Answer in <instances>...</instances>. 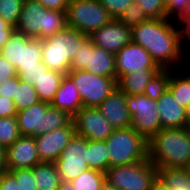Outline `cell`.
<instances>
[{"label": "cell", "mask_w": 190, "mask_h": 190, "mask_svg": "<svg viewBox=\"0 0 190 190\" xmlns=\"http://www.w3.org/2000/svg\"><path fill=\"white\" fill-rule=\"evenodd\" d=\"M179 27L166 18H149L131 29L132 42L142 46L160 68H185L190 52H186Z\"/></svg>", "instance_id": "1"}, {"label": "cell", "mask_w": 190, "mask_h": 190, "mask_svg": "<svg viewBox=\"0 0 190 190\" xmlns=\"http://www.w3.org/2000/svg\"><path fill=\"white\" fill-rule=\"evenodd\" d=\"M148 159L156 168H186L190 128H163L148 141Z\"/></svg>", "instance_id": "2"}, {"label": "cell", "mask_w": 190, "mask_h": 190, "mask_svg": "<svg viewBox=\"0 0 190 190\" xmlns=\"http://www.w3.org/2000/svg\"><path fill=\"white\" fill-rule=\"evenodd\" d=\"M67 26L66 10L46 9L38 0H24L15 31L40 40L53 36Z\"/></svg>", "instance_id": "3"}, {"label": "cell", "mask_w": 190, "mask_h": 190, "mask_svg": "<svg viewBox=\"0 0 190 190\" xmlns=\"http://www.w3.org/2000/svg\"><path fill=\"white\" fill-rule=\"evenodd\" d=\"M87 37L82 32L66 26L53 36L42 40V62L48 69L67 75L75 53Z\"/></svg>", "instance_id": "4"}, {"label": "cell", "mask_w": 190, "mask_h": 190, "mask_svg": "<svg viewBox=\"0 0 190 190\" xmlns=\"http://www.w3.org/2000/svg\"><path fill=\"white\" fill-rule=\"evenodd\" d=\"M72 118L73 116L68 112L42 101L32 104L16 114L21 136L33 137L68 126L72 122Z\"/></svg>", "instance_id": "5"}, {"label": "cell", "mask_w": 190, "mask_h": 190, "mask_svg": "<svg viewBox=\"0 0 190 190\" xmlns=\"http://www.w3.org/2000/svg\"><path fill=\"white\" fill-rule=\"evenodd\" d=\"M105 142L109 168L148 159V141L132 127L115 129Z\"/></svg>", "instance_id": "6"}, {"label": "cell", "mask_w": 190, "mask_h": 190, "mask_svg": "<svg viewBox=\"0 0 190 190\" xmlns=\"http://www.w3.org/2000/svg\"><path fill=\"white\" fill-rule=\"evenodd\" d=\"M157 178V168L143 160L109 168L105 172V181L118 190H149Z\"/></svg>", "instance_id": "7"}, {"label": "cell", "mask_w": 190, "mask_h": 190, "mask_svg": "<svg viewBox=\"0 0 190 190\" xmlns=\"http://www.w3.org/2000/svg\"><path fill=\"white\" fill-rule=\"evenodd\" d=\"M66 17L67 26L88 37L113 19L99 0H71Z\"/></svg>", "instance_id": "8"}, {"label": "cell", "mask_w": 190, "mask_h": 190, "mask_svg": "<svg viewBox=\"0 0 190 190\" xmlns=\"http://www.w3.org/2000/svg\"><path fill=\"white\" fill-rule=\"evenodd\" d=\"M67 75L76 85L83 107L97 108L117 88V78L95 75L84 69L70 70Z\"/></svg>", "instance_id": "9"}, {"label": "cell", "mask_w": 190, "mask_h": 190, "mask_svg": "<svg viewBox=\"0 0 190 190\" xmlns=\"http://www.w3.org/2000/svg\"><path fill=\"white\" fill-rule=\"evenodd\" d=\"M70 68L84 69L95 75L116 78L115 54L95 46L92 39L87 37L75 53Z\"/></svg>", "instance_id": "10"}, {"label": "cell", "mask_w": 190, "mask_h": 190, "mask_svg": "<svg viewBox=\"0 0 190 190\" xmlns=\"http://www.w3.org/2000/svg\"><path fill=\"white\" fill-rule=\"evenodd\" d=\"M126 104L132 119V128L147 141L161 130L157 100L145 94H126Z\"/></svg>", "instance_id": "11"}, {"label": "cell", "mask_w": 190, "mask_h": 190, "mask_svg": "<svg viewBox=\"0 0 190 190\" xmlns=\"http://www.w3.org/2000/svg\"><path fill=\"white\" fill-rule=\"evenodd\" d=\"M61 180L70 182L89 169L87 139L74 135L54 162Z\"/></svg>", "instance_id": "12"}, {"label": "cell", "mask_w": 190, "mask_h": 190, "mask_svg": "<svg viewBox=\"0 0 190 190\" xmlns=\"http://www.w3.org/2000/svg\"><path fill=\"white\" fill-rule=\"evenodd\" d=\"M75 133L88 140H106L116 129L98 108L82 107L72 118Z\"/></svg>", "instance_id": "13"}, {"label": "cell", "mask_w": 190, "mask_h": 190, "mask_svg": "<svg viewBox=\"0 0 190 190\" xmlns=\"http://www.w3.org/2000/svg\"><path fill=\"white\" fill-rule=\"evenodd\" d=\"M160 69L150 54L139 44L129 42L115 54L117 81L124 75L139 69Z\"/></svg>", "instance_id": "14"}, {"label": "cell", "mask_w": 190, "mask_h": 190, "mask_svg": "<svg viewBox=\"0 0 190 190\" xmlns=\"http://www.w3.org/2000/svg\"><path fill=\"white\" fill-rule=\"evenodd\" d=\"M73 121L63 128L36 136V148L41 162H55L75 135Z\"/></svg>", "instance_id": "15"}, {"label": "cell", "mask_w": 190, "mask_h": 190, "mask_svg": "<svg viewBox=\"0 0 190 190\" xmlns=\"http://www.w3.org/2000/svg\"><path fill=\"white\" fill-rule=\"evenodd\" d=\"M5 163L7 171L19 168H33L41 163L35 137L20 136L12 145L6 148Z\"/></svg>", "instance_id": "16"}, {"label": "cell", "mask_w": 190, "mask_h": 190, "mask_svg": "<svg viewBox=\"0 0 190 190\" xmlns=\"http://www.w3.org/2000/svg\"><path fill=\"white\" fill-rule=\"evenodd\" d=\"M89 37L95 46L113 54L132 41L131 29L118 19H112Z\"/></svg>", "instance_id": "17"}, {"label": "cell", "mask_w": 190, "mask_h": 190, "mask_svg": "<svg viewBox=\"0 0 190 190\" xmlns=\"http://www.w3.org/2000/svg\"><path fill=\"white\" fill-rule=\"evenodd\" d=\"M97 108L116 129L132 127V119L126 104V94L118 87Z\"/></svg>", "instance_id": "18"}, {"label": "cell", "mask_w": 190, "mask_h": 190, "mask_svg": "<svg viewBox=\"0 0 190 190\" xmlns=\"http://www.w3.org/2000/svg\"><path fill=\"white\" fill-rule=\"evenodd\" d=\"M157 111L160 113L161 129L188 127L187 109L174 99L169 89L157 99Z\"/></svg>", "instance_id": "19"}, {"label": "cell", "mask_w": 190, "mask_h": 190, "mask_svg": "<svg viewBox=\"0 0 190 190\" xmlns=\"http://www.w3.org/2000/svg\"><path fill=\"white\" fill-rule=\"evenodd\" d=\"M50 105L68 112L71 116H74L83 107L79 91L68 75L63 76L59 89Z\"/></svg>", "instance_id": "20"}, {"label": "cell", "mask_w": 190, "mask_h": 190, "mask_svg": "<svg viewBox=\"0 0 190 190\" xmlns=\"http://www.w3.org/2000/svg\"><path fill=\"white\" fill-rule=\"evenodd\" d=\"M168 89L182 107H190V64L185 69H170Z\"/></svg>", "instance_id": "21"}, {"label": "cell", "mask_w": 190, "mask_h": 190, "mask_svg": "<svg viewBox=\"0 0 190 190\" xmlns=\"http://www.w3.org/2000/svg\"><path fill=\"white\" fill-rule=\"evenodd\" d=\"M159 69H139L122 76L117 81V87L125 94H144L148 81Z\"/></svg>", "instance_id": "22"}, {"label": "cell", "mask_w": 190, "mask_h": 190, "mask_svg": "<svg viewBox=\"0 0 190 190\" xmlns=\"http://www.w3.org/2000/svg\"><path fill=\"white\" fill-rule=\"evenodd\" d=\"M37 190H57L62 182L54 162H41L33 167Z\"/></svg>", "instance_id": "23"}, {"label": "cell", "mask_w": 190, "mask_h": 190, "mask_svg": "<svg viewBox=\"0 0 190 190\" xmlns=\"http://www.w3.org/2000/svg\"><path fill=\"white\" fill-rule=\"evenodd\" d=\"M63 76L64 74L62 73L48 69L44 71L36 82L32 83L40 101L51 104Z\"/></svg>", "instance_id": "24"}, {"label": "cell", "mask_w": 190, "mask_h": 190, "mask_svg": "<svg viewBox=\"0 0 190 190\" xmlns=\"http://www.w3.org/2000/svg\"><path fill=\"white\" fill-rule=\"evenodd\" d=\"M157 177L170 190H190V175L186 168H157Z\"/></svg>", "instance_id": "25"}, {"label": "cell", "mask_w": 190, "mask_h": 190, "mask_svg": "<svg viewBox=\"0 0 190 190\" xmlns=\"http://www.w3.org/2000/svg\"><path fill=\"white\" fill-rule=\"evenodd\" d=\"M89 169L105 173L109 169V150L105 140L94 141L87 139Z\"/></svg>", "instance_id": "26"}, {"label": "cell", "mask_w": 190, "mask_h": 190, "mask_svg": "<svg viewBox=\"0 0 190 190\" xmlns=\"http://www.w3.org/2000/svg\"><path fill=\"white\" fill-rule=\"evenodd\" d=\"M42 61V40L29 38L27 44H21L20 65L18 68L40 67Z\"/></svg>", "instance_id": "27"}, {"label": "cell", "mask_w": 190, "mask_h": 190, "mask_svg": "<svg viewBox=\"0 0 190 190\" xmlns=\"http://www.w3.org/2000/svg\"><path fill=\"white\" fill-rule=\"evenodd\" d=\"M13 100L17 111L26 109L40 101L34 86L21 80L18 75L16 76V91Z\"/></svg>", "instance_id": "28"}, {"label": "cell", "mask_w": 190, "mask_h": 190, "mask_svg": "<svg viewBox=\"0 0 190 190\" xmlns=\"http://www.w3.org/2000/svg\"><path fill=\"white\" fill-rule=\"evenodd\" d=\"M29 37L14 31L6 44L0 49V55L8 60L15 69L20 65L21 44H27Z\"/></svg>", "instance_id": "29"}, {"label": "cell", "mask_w": 190, "mask_h": 190, "mask_svg": "<svg viewBox=\"0 0 190 190\" xmlns=\"http://www.w3.org/2000/svg\"><path fill=\"white\" fill-rule=\"evenodd\" d=\"M169 80L170 69L160 68L148 81L144 94L153 100H157L168 89Z\"/></svg>", "instance_id": "30"}, {"label": "cell", "mask_w": 190, "mask_h": 190, "mask_svg": "<svg viewBox=\"0 0 190 190\" xmlns=\"http://www.w3.org/2000/svg\"><path fill=\"white\" fill-rule=\"evenodd\" d=\"M70 183L75 190H100L105 183V173L87 169Z\"/></svg>", "instance_id": "31"}, {"label": "cell", "mask_w": 190, "mask_h": 190, "mask_svg": "<svg viewBox=\"0 0 190 190\" xmlns=\"http://www.w3.org/2000/svg\"><path fill=\"white\" fill-rule=\"evenodd\" d=\"M21 136L16 116L0 118V146L4 149Z\"/></svg>", "instance_id": "32"}, {"label": "cell", "mask_w": 190, "mask_h": 190, "mask_svg": "<svg viewBox=\"0 0 190 190\" xmlns=\"http://www.w3.org/2000/svg\"><path fill=\"white\" fill-rule=\"evenodd\" d=\"M24 0H0V17L16 27L22 12Z\"/></svg>", "instance_id": "33"}, {"label": "cell", "mask_w": 190, "mask_h": 190, "mask_svg": "<svg viewBox=\"0 0 190 190\" xmlns=\"http://www.w3.org/2000/svg\"><path fill=\"white\" fill-rule=\"evenodd\" d=\"M149 18L144 13L143 9L136 2L131 3L126 7L125 11L118 18L120 22L132 29L138 24L147 21Z\"/></svg>", "instance_id": "34"}, {"label": "cell", "mask_w": 190, "mask_h": 190, "mask_svg": "<svg viewBox=\"0 0 190 190\" xmlns=\"http://www.w3.org/2000/svg\"><path fill=\"white\" fill-rule=\"evenodd\" d=\"M148 18H165L166 8L163 0H135Z\"/></svg>", "instance_id": "35"}, {"label": "cell", "mask_w": 190, "mask_h": 190, "mask_svg": "<svg viewBox=\"0 0 190 190\" xmlns=\"http://www.w3.org/2000/svg\"><path fill=\"white\" fill-rule=\"evenodd\" d=\"M19 183L20 190H37L33 176V168H19L9 171Z\"/></svg>", "instance_id": "36"}, {"label": "cell", "mask_w": 190, "mask_h": 190, "mask_svg": "<svg viewBox=\"0 0 190 190\" xmlns=\"http://www.w3.org/2000/svg\"><path fill=\"white\" fill-rule=\"evenodd\" d=\"M102 6L108 11L113 19H118L126 7L135 0H99Z\"/></svg>", "instance_id": "37"}, {"label": "cell", "mask_w": 190, "mask_h": 190, "mask_svg": "<svg viewBox=\"0 0 190 190\" xmlns=\"http://www.w3.org/2000/svg\"><path fill=\"white\" fill-rule=\"evenodd\" d=\"M163 2L166 8L165 18L169 21L176 22V20H178L182 16L188 0H163Z\"/></svg>", "instance_id": "38"}, {"label": "cell", "mask_w": 190, "mask_h": 190, "mask_svg": "<svg viewBox=\"0 0 190 190\" xmlns=\"http://www.w3.org/2000/svg\"><path fill=\"white\" fill-rule=\"evenodd\" d=\"M46 70H48V67L41 61L40 67L17 68L16 72L21 80L32 84L36 82Z\"/></svg>", "instance_id": "39"}, {"label": "cell", "mask_w": 190, "mask_h": 190, "mask_svg": "<svg viewBox=\"0 0 190 190\" xmlns=\"http://www.w3.org/2000/svg\"><path fill=\"white\" fill-rule=\"evenodd\" d=\"M14 76H17L15 67L0 55V85Z\"/></svg>", "instance_id": "40"}, {"label": "cell", "mask_w": 190, "mask_h": 190, "mask_svg": "<svg viewBox=\"0 0 190 190\" xmlns=\"http://www.w3.org/2000/svg\"><path fill=\"white\" fill-rule=\"evenodd\" d=\"M17 112L13 99L0 96V118L16 116Z\"/></svg>", "instance_id": "41"}, {"label": "cell", "mask_w": 190, "mask_h": 190, "mask_svg": "<svg viewBox=\"0 0 190 190\" xmlns=\"http://www.w3.org/2000/svg\"><path fill=\"white\" fill-rule=\"evenodd\" d=\"M0 190H20L19 183L9 171L0 175Z\"/></svg>", "instance_id": "42"}, {"label": "cell", "mask_w": 190, "mask_h": 190, "mask_svg": "<svg viewBox=\"0 0 190 190\" xmlns=\"http://www.w3.org/2000/svg\"><path fill=\"white\" fill-rule=\"evenodd\" d=\"M14 31L15 28L0 17V49L6 44Z\"/></svg>", "instance_id": "43"}, {"label": "cell", "mask_w": 190, "mask_h": 190, "mask_svg": "<svg viewBox=\"0 0 190 190\" xmlns=\"http://www.w3.org/2000/svg\"><path fill=\"white\" fill-rule=\"evenodd\" d=\"M16 91V76L8 79L4 84L0 85V96L13 99Z\"/></svg>", "instance_id": "44"}, {"label": "cell", "mask_w": 190, "mask_h": 190, "mask_svg": "<svg viewBox=\"0 0 190 190\" xmlns=\"http://www.w3.org/2000/svg\"><path fill=\"white\" fill-rule=\"evenodd\" d=\"M44 8L57 11L67 10L71 0H38Z\"/></svg>", "instance_id": "45"}, {"label": "cell", "mask_w": 190, "mask_h": 190, "mask_svg": "<svg viewBox=\"0 0 190 190\" xmlns=\"http://www.w3.org/2000/svg\"><path fill=\"white\" fill-rule=\"evenodd\" d=\"M180 28H181L182 39H183L184 43H186L188 40H190V18L185 20L180 25Z\"/></svg>", "instance_id": "46"}, {"label": "cell", "mask_w": 190, "mask_h": 190, "mask_svg": "<svg viewBox=\"0 0 190 190\" xmlns=\"http://www.w3.org/2000/svg\"><path fill=\"white\" fill-rule=\"evenodd\" d=\"M188 18H190V0H188V3L185 5L182 16L176 21L177 25H181Z\"/></svg>", "instance_id": "47"}, {"label": "cell", "mask_w": 190, "mask_h": 190, "mask_svg": "<svg viewBox=\"0 0 190 190\" xmlns=\"http://www.w3.org/2000/svg\"><path fill=\"white\" fill-rule=\"evenodd\" d=\"M149 190H170L162 181L157 177Z\"/></svg>", "instance_id": "48"}, {"label": "cell", "mask_w": 190, "mask_h": 190, "mask_svg": "<svg viewBox=\"0 0 190 190\" xmlns=\"http://www.w3.org/2000/svg\"><path fill=\"white\" fill-rule=\"evenodd\" d=\"M6 171L5 149L0 146V175Z\"/></svg>", "instance_id": "49"}, {"label": "cell", "mask_w": 190, "mask_h": 190, "mask_svg": "<svg viewBox=\"0 0 190 190\" xmlns=\"http://www.w3.org/2000/svg\"><path fill=\"white\" fill-rule=\"evenodd\" d=\"M57 190H75L70 182L62 181Z\"/></svg>", "instance_id": "50"}, {"label": "cell", "mask_w": 190, "mask_h": 190, "mask_svg": "<svg viewBox=\"0 0 190 190\" xmlns=\"http://www.w3.org/2000/svg\"><path fill=\"white\" fill-rule=\"evenodd\" d=\"M100 190H118V189L114 186H111L105 181V183L101 186Z\"/></svg>", "instance_id": "51"}, {"label": "cell", "mask_w": 190, "mask_h": 190, "mask_svg": "<svg viewBox=\"0 0 190 190\" xmlns=\"http://www.w3.org/2000/svg\"><path fill=\"white\" fill-rule=\"evenodd\" d=\"M187 121H188V127L190 128V107L187 109Z\"/></svg>", "instance_id": "52"}, {"label": "cell", "mask_w": 190, "mask_h": 190, "mask_svg": "<svg viewBox=\"0 0 190 190\" xmlns=\"http://www.w3.org/2000/svg\"><path fill=\"white\" fill-rule=\"evenodd\" d=\"M186 169H187V171H188V173L190 175V162H189L188 166L186 167Z\"/></svg>", "instance_id": "53"}]
</instances>
